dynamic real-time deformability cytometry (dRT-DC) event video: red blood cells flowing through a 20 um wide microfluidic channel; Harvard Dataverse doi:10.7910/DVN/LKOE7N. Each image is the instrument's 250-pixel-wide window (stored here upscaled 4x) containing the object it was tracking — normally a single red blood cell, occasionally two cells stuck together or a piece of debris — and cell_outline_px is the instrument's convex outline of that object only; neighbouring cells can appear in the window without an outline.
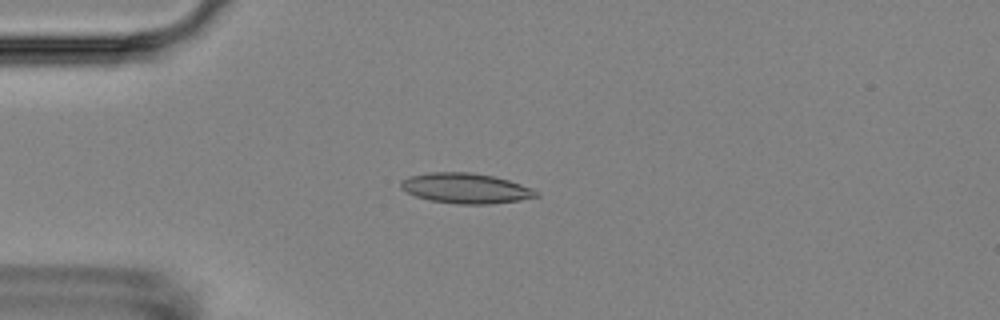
{"species": "Egyptian fruit bat (a non-hibernating species)", "species_latin": "Rousettus aegyptiacus", "temperature_condition": "room temperature", "stored_images_in_passage": 8, "camera_frame_rate_fps": 3000, "um_per_image_px": 0.085, "animal": {"sex": "female"}, "frame": {"image": 1, "passage_image": 3, "time_ms": 2.333, "image_size_px": [1000, 320], "cell_outline_px": [[540, 196], [520, 200], [492, 204], [456, 204], [428, 200], [416, 196], [400, 188], [400, 180], [408, 176], [432, 172], [472, 172], [492, 176], [508, 180], [532, 188], [540, 192]], "centroid_in_image_um": [39.58, 16.0], "position_along_channel_um": 45.4, "area_um2": 23.99}}
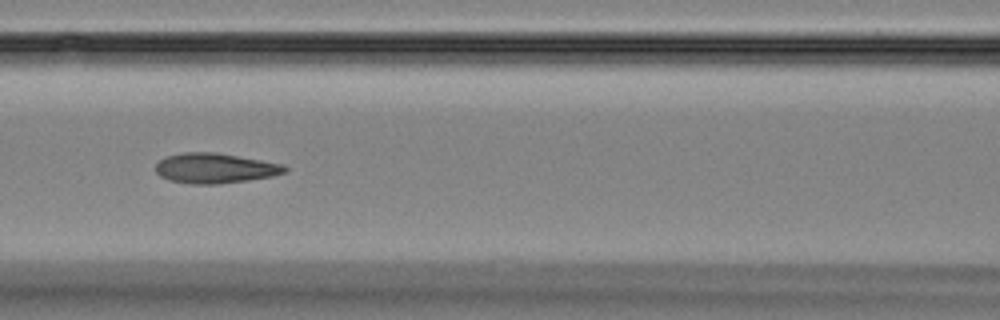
{"frame": {"image": 2, "passage_image": 6, "time_ms": 5.667, "image_size_px": [1000, 320], "cell_outline_px": [[288, 172], [272, 176], [248, 180], [216, 184], [192, 184], [168, 180], [160, 176], [156, 172], [156, 164], [160, 160], [168, 156], [184, 152], [216, 152], [284, 164], [288, 168]], "centroid_in_image_um": [18.3, 14.3], "position_along_channel_um": 148.3, "area_um2": 22.66}}
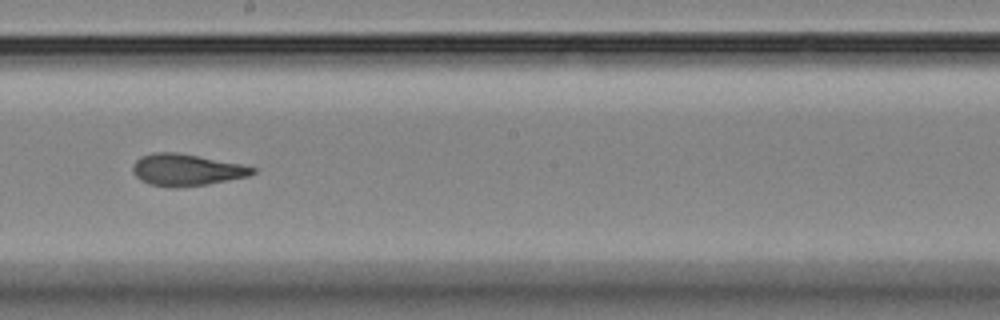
{"frame": {"image": 3, "passage_image": 8, "time_ms": 8.0, "image_size_px": [1000, 320], "cell_outline_px": [[256, 172], [248, 176], [208, 184], [180, 188], [168, 188], [148, 184], [140, 180], [132, 172], [132, 164], [140, 156], [152, 152], [176, 152], [240, 164], [256, 168]], "centroid_in_image_um": [15.78, 14.45], "position_along_channel_um": 232.4, "area_um2": 22.37}}